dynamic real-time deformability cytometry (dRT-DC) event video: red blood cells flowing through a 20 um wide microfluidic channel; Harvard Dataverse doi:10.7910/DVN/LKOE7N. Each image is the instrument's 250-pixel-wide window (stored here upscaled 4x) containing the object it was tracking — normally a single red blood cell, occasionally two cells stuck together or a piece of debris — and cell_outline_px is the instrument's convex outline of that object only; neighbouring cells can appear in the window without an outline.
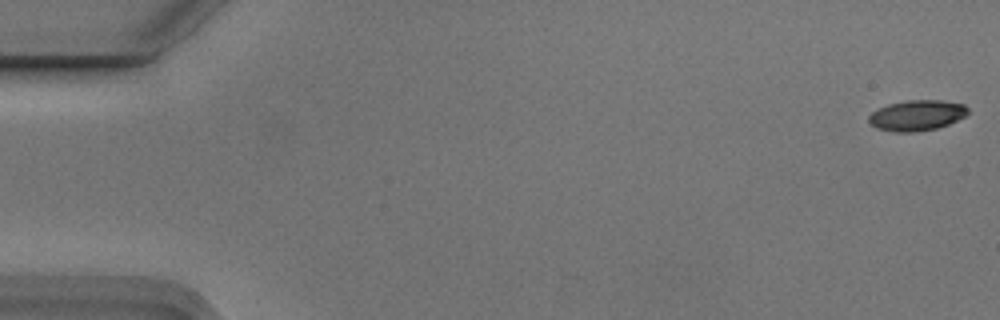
{"species": "Egyptian fruit bat (a non-hibernating species)", "species_latin": "Rousettus aegyptiacus", "temperature_condition": "cold", "stored_images_in_passage": 3, "camera_frame_rate_fps": 3000, "um_per_image_px": 0.085, "animal": {"sex": "male"}, "frame": {"image": 1, "passage_image": 1, "time_ms": 0.0, "image_size_px": [1000, 320], "cell_outline_px": [[968, 112], [964, 116], [948, 124], [936, 128], [916, 132], [892, 132], [876, 128], [868, 120], [868, 116], [872, 112], [888, 104], [904, 100], [944, 100], [964, 104], [968, 108]], "centroid_in_image_um": [77.92, 9.8], "position_along_channel_um": 7.1, "area_um2": 17.69}}